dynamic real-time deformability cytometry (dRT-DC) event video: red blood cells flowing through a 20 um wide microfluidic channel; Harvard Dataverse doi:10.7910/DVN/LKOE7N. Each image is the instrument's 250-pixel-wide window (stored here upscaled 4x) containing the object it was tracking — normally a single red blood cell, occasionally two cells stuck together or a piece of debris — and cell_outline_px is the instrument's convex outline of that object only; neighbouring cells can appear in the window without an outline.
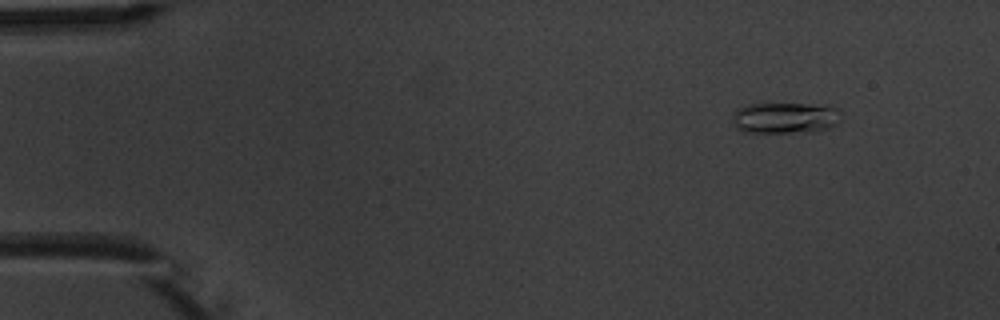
{"species": "common noctule bat (a hibernating species)", "species_latin": "Nyctalus noctula", "temperature_condition": "warm", "stored_images_in_passage": 5, "camera_frame_rate_fps": 3000, "um_per_image_px": 0.085, "animal": {"sex": "male", "body_mass_g": 20.1, "forearm_length_mm": 53.5}, "frame": {"image": 1, "passage_image": 2, "time_ms": 1.0, "image_size_px": [1000, 320], "cell_outline_px": [[840, 124], [828, 128], [812, 132], [744, 132], [736, 128], [732, 124], [736, 112], [740, 108], [748, 104], [832, 104], [840, 108]], "centroid_in_image_um": [66.85, 10.01], "position_along_channel_um": 18.2, "area_um2": 20.0}}